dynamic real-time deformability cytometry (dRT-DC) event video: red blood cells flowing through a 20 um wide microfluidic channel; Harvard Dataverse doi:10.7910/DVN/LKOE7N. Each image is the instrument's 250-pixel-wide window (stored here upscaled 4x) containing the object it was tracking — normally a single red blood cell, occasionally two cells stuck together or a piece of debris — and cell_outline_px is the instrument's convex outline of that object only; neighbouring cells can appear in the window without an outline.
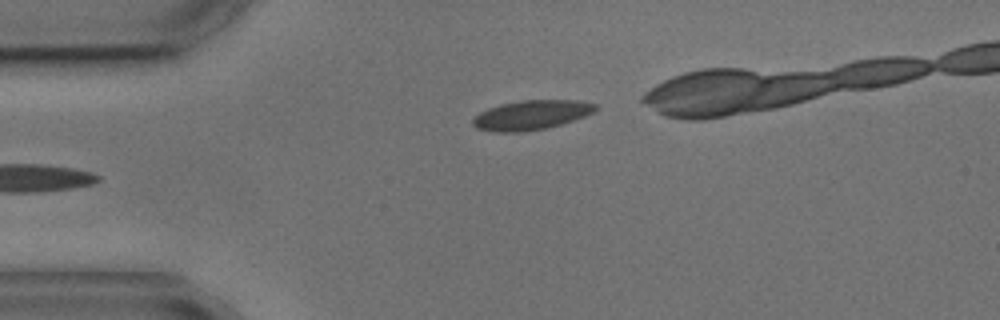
{"species": "common noctule bat (a hibernating species)", "species_latin": "Nyctalus noctula", "temperature_condition": "cold", "stored_images_in_passage": 5, "camera_frame_rate_fps": 3000, "um_per_image_px": 0.085, "animal": {"sex": "male", "body_mass_g": 17.9, "forearm_length_mm": 54.2}, "frame": {"image": 1, "passage_image": 5, "time_ms": 6.333, "image_size_px": [1000, 320], "cell_outline_px": [[596, 108], [592, 112], [584, 116], [560, 124], [544, 128], [524, 132], [492, 132], [476, 128], [472, 124], [472, 120], [480, 112], [488, 108], [500, 104], [520, 100], [580, 100], [596, 104]], "centroid_in_image_um": [45.11, 9.77], "position_along_channel_um": 39.9, "area_um2": 20.98}}